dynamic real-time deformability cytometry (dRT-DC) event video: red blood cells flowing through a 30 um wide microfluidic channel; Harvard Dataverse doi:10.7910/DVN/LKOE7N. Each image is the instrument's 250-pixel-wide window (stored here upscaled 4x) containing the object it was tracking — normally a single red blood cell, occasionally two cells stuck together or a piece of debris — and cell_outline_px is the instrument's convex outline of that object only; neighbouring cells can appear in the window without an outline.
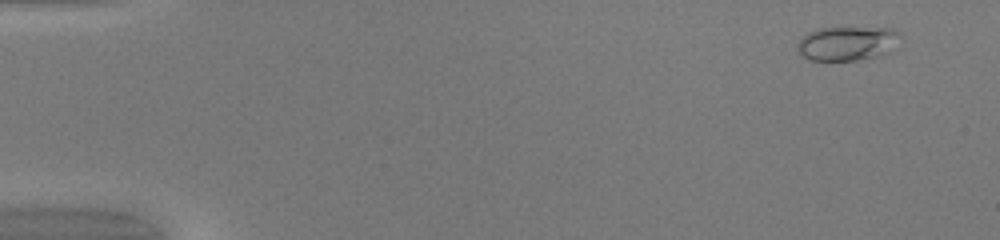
{"species": "common noctule bat (a hibernating species)", "species_latin": "Nyctalus noctula", "temperature_condition": "warm", "stored_images_in_passage": 51, "camera_frame_rate_fps": 3000, "um_per_image_px": 0.085, "animal": {"sex": "female", "body_mass_g": 20.0, "forearm_length_mm": 54.0}, "frame": {"image": 1, "passage_image": 4, "time_ms": 1.0, "image_size_px": [1000, 240], "cell_outline_px": [[904, 44], [900, 48], [892, 52], [880, 56], [856, 60], [808, 60], [796, 48], [800, 40], [808, 32], [820, 28], [840, 24], [892, 28], [900, 32], [904, 36]], "centroid_in_image_um": [72.21, 3.62], "position_along_channel_um": 12.8, "area_um2": 22.25}}
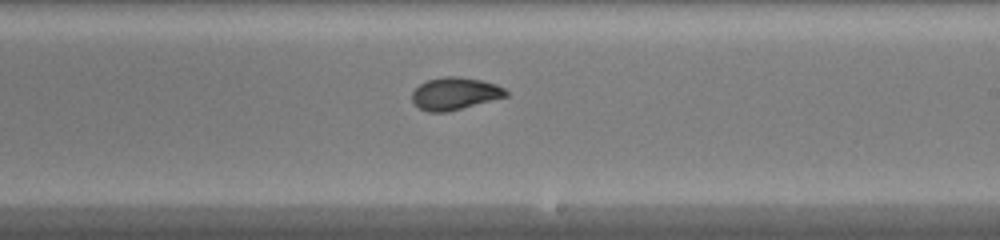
{"frame": {"image": 2, "passage_image": 31, "time_ms": 10.0, "image_size_px": [1000, 240], "cell_outline_px": [[508, 96], [448, 112], [428, 112], [420, 108], [412, 100], [412, 92], [420, 84], [428, 80], [444, 76], [460, 76], [480, 80], [496, 84], [504, 88], [508, 92]], "centroid_in_image_um": [38.68, 7.95], "position_along_channel_um": 250.3, "area_um2": 17.69}}
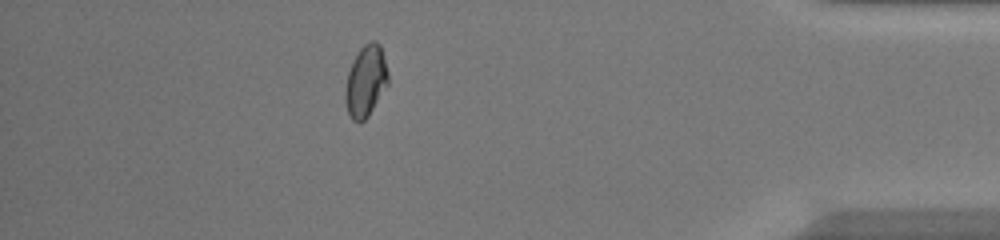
{"frame": {"image": 3, "passage_image": 45, "time_ms": 14.667, "image_size_px": [1000, 240], "cell_outline_px": [[388, 84], [368, 116], [360, 124], [352, 120], [348, 112], [344, 100], [344, 88], [348, 72], [352, 60], [360, 48], [364, 44], [372, 40], [376, 40], [380, 44], [388, 72]], "centroid_in_image_um": [31.07, 6.89], "position_along_channel_um": 404.1, "area_um2": 18.03}, "authors_computed_cell_mechanics": {"area_um2": 18.0914, "velocity_mm_per_s": 4.1673, "shape_relaxation_time_tau1_ms": 6.5332, "shape_relaxation_time_tau2_ms": null, "deformation_change_tau1": 0.187, "deformation_change_tau2": null}}